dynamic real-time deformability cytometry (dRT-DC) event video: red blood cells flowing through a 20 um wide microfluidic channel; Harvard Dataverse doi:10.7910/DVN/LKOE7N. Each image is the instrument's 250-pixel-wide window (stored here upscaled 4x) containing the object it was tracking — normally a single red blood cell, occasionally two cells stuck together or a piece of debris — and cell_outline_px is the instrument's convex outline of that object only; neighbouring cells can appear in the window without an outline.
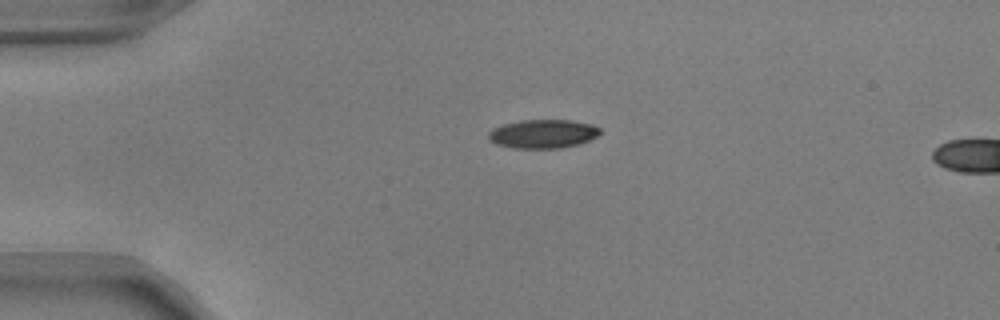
{"species": "common noctule bat (a hibernating species)", "species_latin": "Nyctalus noctula", "temperature_condition": "warm", "stored_images_in_passage": 3, "camera_frame_rate_fps": 3000, "um_per_image_px": 0.085, "animal": {"sex": "male", "body_mass_g": 17.9, "forearm_length_mm": 54.2}, "frame": {"image": 1, "passage_image": 1, "time_ms": 0.0, "image_size_px": [1000, 320], "cell_outline_px": [[600, 132], [596, 136], [580, 144], [560, 148], [512, 148], [496, 144], [488, 140], [488, 132], [492, 128], [504, 124], [520, 120], [572, 120], [592, 124], [600, 128]], "centroid_in_image_um": [46.12, 11.37], "position_along_channel_um": 38.9, "area_um2": 18.79}}